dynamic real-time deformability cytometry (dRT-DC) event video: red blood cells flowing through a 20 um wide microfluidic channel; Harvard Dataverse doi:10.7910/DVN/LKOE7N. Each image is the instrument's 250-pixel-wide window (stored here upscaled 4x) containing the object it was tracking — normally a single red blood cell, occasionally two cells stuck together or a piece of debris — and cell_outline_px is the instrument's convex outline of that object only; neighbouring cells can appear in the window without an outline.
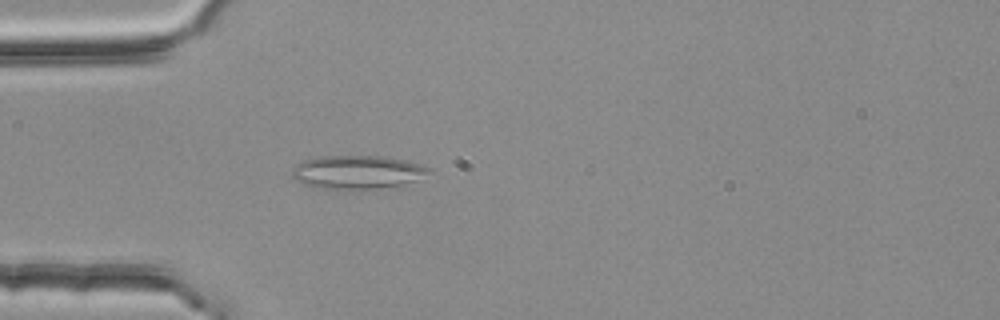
{"species": "common noctule bat (a hibernating species)", "species_latin": "Nyctalus noctula", "temperature_condition": "room temperature", "stored_images_in_passage": 3, "camera_frame_rate_fps": 3000, "um_per_image_px": 0.085, "animal": {"sex": "female", "body_mass_g": 25.1}, "frame": {"image": 1, "passage_image": 3, "time_ms": 0.667, "image_size_px": [1000, 320], "cell_outline_px": [[432, 168], [416, 180], [404, 184], [376, 188], [324, 188], [304, 184], [296, 180], [292, 176], [292, 168], [304, 160], [316, 156], [384, 156], [404, 160], [420, 164]], "centroid_in_image_um": [30.34, 14.6], "position_along_channel_um": 54.7, "area_um2": 26.18}}